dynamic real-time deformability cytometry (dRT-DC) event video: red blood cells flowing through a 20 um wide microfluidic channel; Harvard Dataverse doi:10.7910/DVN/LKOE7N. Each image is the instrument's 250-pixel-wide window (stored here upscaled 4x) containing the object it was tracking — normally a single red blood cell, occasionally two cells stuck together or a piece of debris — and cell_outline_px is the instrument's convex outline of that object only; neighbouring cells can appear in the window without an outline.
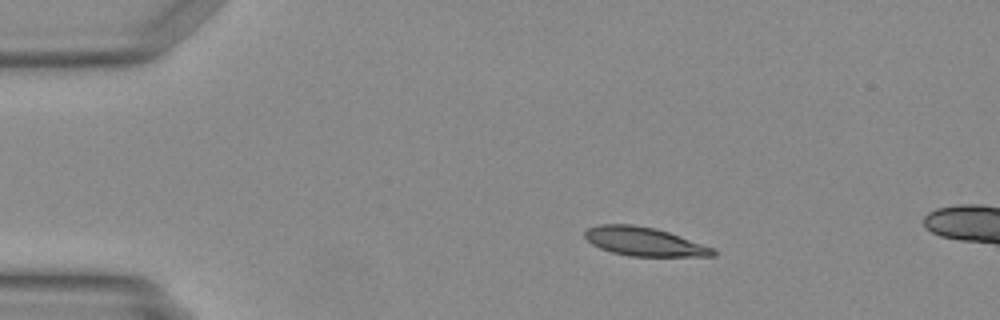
{"species": "Egyptian fruit bat (a non-hibernating species)", "species_latin": "Rousettus aegyptiacus", "temperature_condition": "warm", "stored_images_in_passage": 5, "camera_frame_rate_fps": 3000, "um_per_image_px": 0.085, "animal": {"sex": "female"}, "frame": {"image": 1, "passage_image": 1, "time_ms": 0.0, "image_size_px": [1000, 320], "cell_outline_px": [[716, 256], [628, 256], [612, 252], [600, 248], [592, 244], [584, 236], [584, 232], [588, 228], [600, 224], [632, 224], [656, 228], [716, 248]], "centroid_in_image_um": [54.78, 20.53], "position_along_channel_um": 30.2, "area_um2": 21.5}}